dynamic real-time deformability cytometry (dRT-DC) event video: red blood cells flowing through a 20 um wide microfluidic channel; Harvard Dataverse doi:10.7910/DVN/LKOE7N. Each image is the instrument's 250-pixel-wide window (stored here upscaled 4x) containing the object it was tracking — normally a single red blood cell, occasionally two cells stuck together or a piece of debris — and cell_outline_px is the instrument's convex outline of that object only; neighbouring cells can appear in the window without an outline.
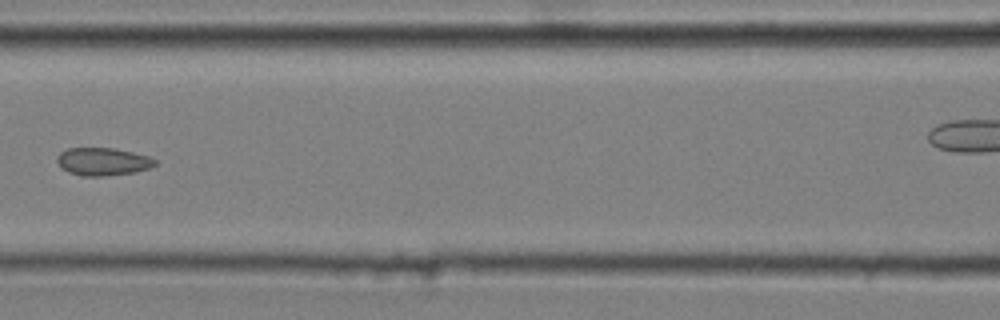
{"species": "common noctule bat (a hibernating species)", "species_latin": "Nyctalus noctula", "temperature_condition": "cold", "stored_images_in_passage": 10, "camera_frame_rate_fps": 3000, "um_per_image_px": 0.085, "animal": {"sex": "male", "body_mass_g": 20.4}, "frame": {"image": 1, "passage_image": 7, "time_ms": 2.0, "image_size_px": [1000, 320], "cell_outline_px": [[156, 164], [148, 168], [136, 172], [100, 176], [80, 176], [68, 172], [60, 168], [56, 160], [56, 156], [60, 152], [68, 148], [116, 148], [148, 156], [156, 160]], "centroid_in_image_um": [8.69, 13.73], "position_along_channel_um": 157.9, "area_um2": 15.95}}
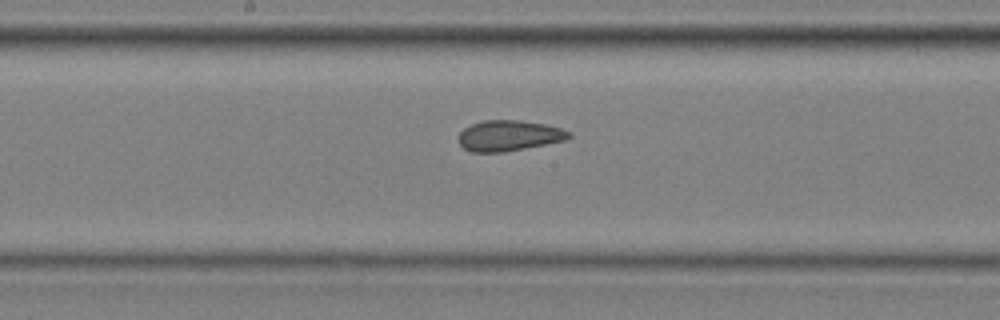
{"frame": {"image": 2, "passage_image": 9, "time_ms": 2.667, "image_size_px": [1000, 320], "cell_outline_px": [[572, 136], [564, 140], [504, 152], [472, 152], [464, 148], [460, 144], [460, 132], [464, 128], [472, 124], [484, 120], [516, 120], [544, 124], [560, 128], [572, 132]], "centroid_in_image_um": [43.26, 11.53], "position_along_channel_um": 204.9, "area_um2": 19.42}}
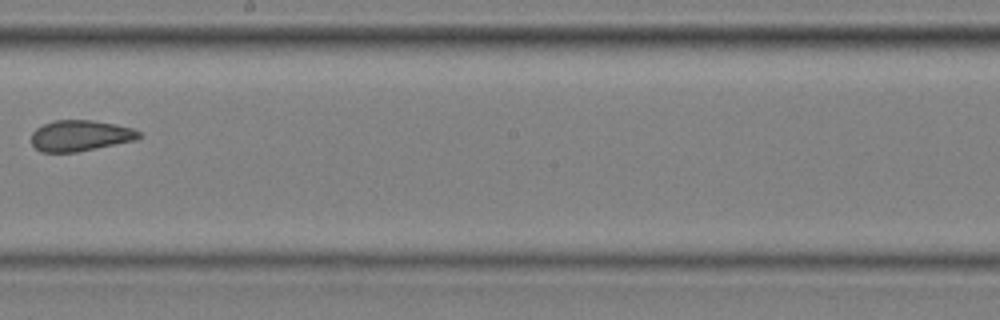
{"frame": {"image": 3, "passage_image": 10, "time_ms": 3.0, "image_size_px": [1000, 320], "cell_outline_px": [[140, 136], [136, 140], [76, 152], [40, 152], [32, 144], [32, 132], [36, 128], [44, 124], [56, 120], [92, 120], [116, 124], [132, 128], [140, 132]], "centroid_in_image_um": [6.81, 11.53], "position_along_channel_um": 241.4, "area_um2": 19.31}}